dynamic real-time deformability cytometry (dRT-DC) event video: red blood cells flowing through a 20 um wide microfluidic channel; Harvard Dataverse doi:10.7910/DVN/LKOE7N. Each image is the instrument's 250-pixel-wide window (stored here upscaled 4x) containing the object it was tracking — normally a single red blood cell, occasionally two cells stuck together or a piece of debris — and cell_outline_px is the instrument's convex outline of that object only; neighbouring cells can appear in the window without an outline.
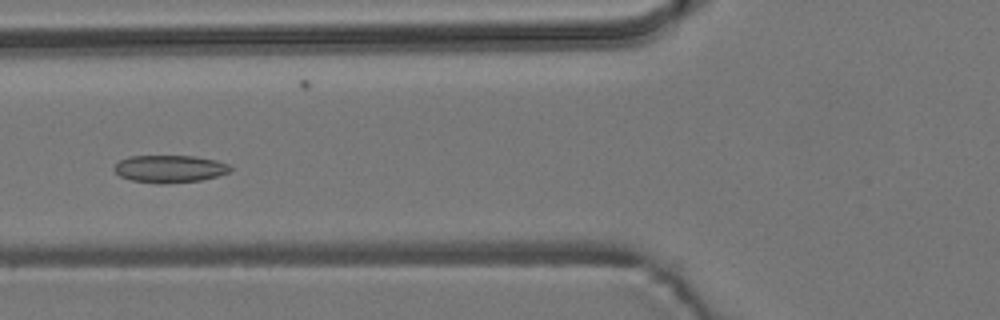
{"species": "common noctule bat (a hibernating species)", "species_latin": "Nyctalus noctula", "temperature_condition": "room temperature", "stored_images_in_passage": 2, "camera_frame_rate_fps": 3000, "um_per_image_px": 0.085, "animal": {"sex": "male", "body_mass_g": 19.2, "forearm_length_mm": 51.8}, "frame": {"image": 1, "passage_image": 2, "time_ms": 1.0, "image_size_px": [1000, 320], "cell_outline_px": [[232, 168], [228, 172], [216, 176], [200, 180], [164, 184], [160, 184], [132, 180], [120, 176], [112, 168], [120, 160], [128, 156], [196, 156], [216, 160], [228, 164]], "centroid_in_image_um": [14.4, 14.34], "position_along_channel_um": 111.4, "area_um2": 18.5}}